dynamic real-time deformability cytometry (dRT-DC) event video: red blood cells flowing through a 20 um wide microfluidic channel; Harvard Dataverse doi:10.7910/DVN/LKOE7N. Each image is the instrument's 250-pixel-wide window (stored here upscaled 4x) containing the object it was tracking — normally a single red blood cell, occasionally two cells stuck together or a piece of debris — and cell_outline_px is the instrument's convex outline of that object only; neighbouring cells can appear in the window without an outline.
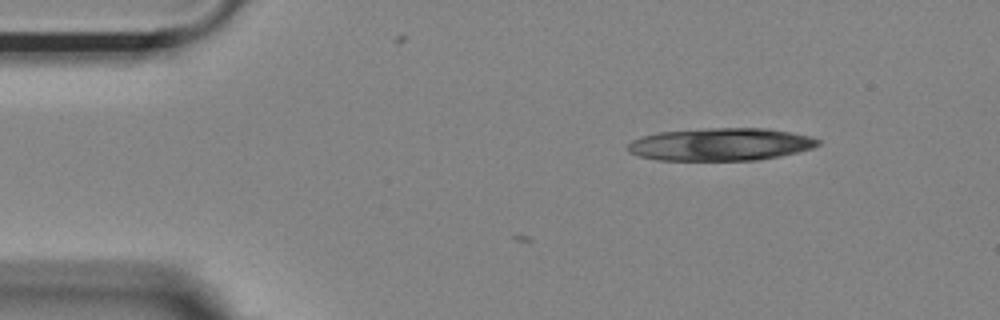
{"species": "Egyptian fruit bat (a non-hibernating species)", "species_latin": "Rousettus aegyptiacus", "temperature_condition": "room temperature", "stored_images_in_passage": 7, "camera_frame_rate_fps": 3000, "um_per_image_px": 0.085, "animal": {"sex": "female"}, "frame": {"image": 1, "passage_image": 7, "time_ms": 2.0, "image_size_px": [1000, 320], "cell_outline_px": [[820, 144], [812, 148], [780, 156], [756, 160], [656, 160], [640, 156], [628, 152], [624, 148], [632, 140], [644, 136], [660, 132], [708, 128], [768, 128], [808, 136], [820, 140]], "centroid_in_image_um": [61.21, 12.27], "position_along_channel_um": 23.8, "area_um2": 36.07}}